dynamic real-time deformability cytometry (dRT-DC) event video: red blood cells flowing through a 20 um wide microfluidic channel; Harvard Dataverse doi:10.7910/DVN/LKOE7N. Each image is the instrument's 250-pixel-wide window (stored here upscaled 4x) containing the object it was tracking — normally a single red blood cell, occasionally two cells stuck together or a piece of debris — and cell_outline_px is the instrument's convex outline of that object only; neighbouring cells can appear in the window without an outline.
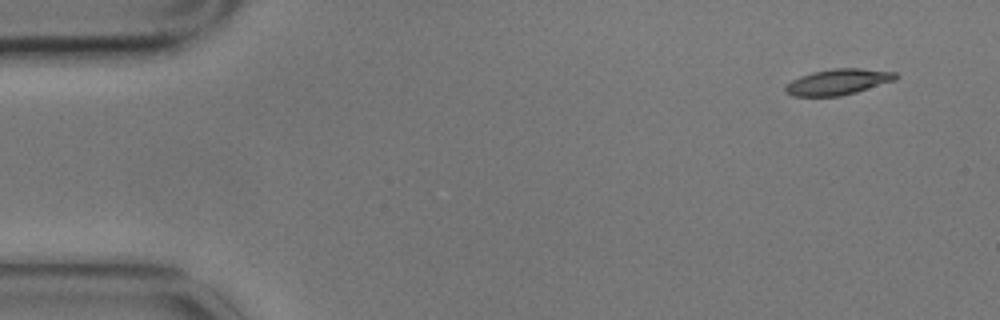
{"species": "common noctule bat (a hibernating species)", "species_latin": "Nyctalus noctula", "temperature_condition": "cold", "stored_images_in_passage": 5, "segment_of_instrument_passage": [2, 2], "camera_frame_rate_fps": 3000, "um_per_image_px": 0.085, "animal": {"sex": "male", "body_mass_g": 17.9}, "frame": {"image": 1, "passage_image": 5, "time_ms": 1.333, "image_size_px": [1000, 320], "cell_outline_px": [[900, 76], [896, 80], [856, 92], [840, 96], [792, 96], [784, 92], [784, 88], [792, 80], [800, 76], [812, 72], [836, 68], [860, 68], [896, 72]], "centroid_in_image_um": [71.25, 6.96], "position_along_channel_um": 13.7, "area_um2": 16.65}}